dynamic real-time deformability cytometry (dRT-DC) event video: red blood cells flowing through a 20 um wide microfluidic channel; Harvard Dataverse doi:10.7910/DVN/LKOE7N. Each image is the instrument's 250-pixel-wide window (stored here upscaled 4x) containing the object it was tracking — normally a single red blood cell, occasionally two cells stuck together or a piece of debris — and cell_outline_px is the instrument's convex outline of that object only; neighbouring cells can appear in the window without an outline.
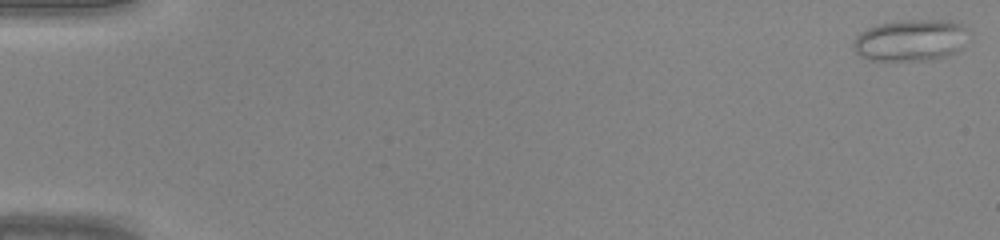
{"species": "common noctule bat (a hibernating species)", "species_latin": "Nyctalus noctula", "temperature_condition": "warm", "stored_images_in_passage": 46, "camera_frame_rate_fps": 3000, "um_per_image_px": 0.085, "animal": {"sex": "male", "body_mass_g": 20.0, "forearm_length_mm": 53.3}, "frame": {"image": 1, "passage_image": 1, "time_ms": 0.0, "image_size_px": [1000, 240], "cell_outline_px": [[972, 40], [956, 52], [932, 60], [868, 60], [860, 56], [856, 52], [852, 44], [856, 36], [860, 32], [868, 28], [880, 24], [904, 20], [948, 20], [960, 24], [964, 28]], "centroid_in_image_um": [77.44, 3.43], "position_along_channel_um": 7.6, "area_um2": 28.15}}
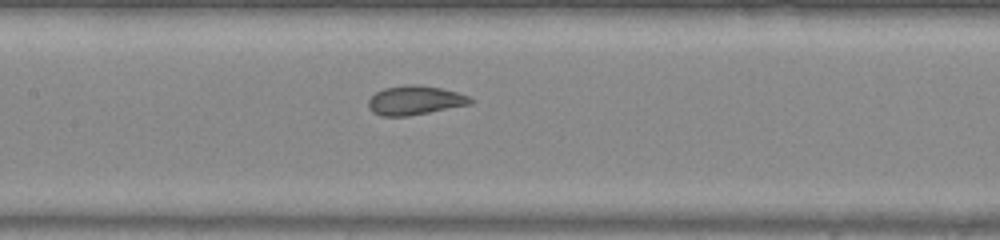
{"frame": {"image": 2, "passage_image": 23, "time_ms": 7.333, "image_size_px": [1000, 240], "cell_outline_px": [[472, 104], [408, 116], [380, 116], [372, 112], [368, 108], [368, 100], [376, 92], [384, 88], [408, 84], [416, 84], [440, 88], [456, 92], [468, 96], [472, 100]], "centroid_in_image_um": [35.23, 8.53], "position_along_channel_um": 172.2, "area_um2": 17.28}}
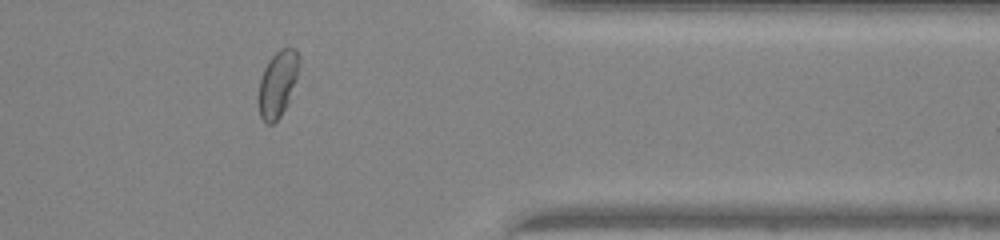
{"frame": {"image": 3, "passage_image": 38, "time_ms": 12.333, "image_size_px": [1000, 240], "cell_outline_px": [[300, 60], [296, 80], [288, 104], [280, 116], [272, 124], [268, 124], [260, 116], [256, 96], [260, 80], [264, 68], [268, 60], [280, 48], [296, 48], [300, 56]], "centroid_in_image_um": [23.59, 7.11], "position_along_channel_um": 387.8, "area_um2": 15.95}}